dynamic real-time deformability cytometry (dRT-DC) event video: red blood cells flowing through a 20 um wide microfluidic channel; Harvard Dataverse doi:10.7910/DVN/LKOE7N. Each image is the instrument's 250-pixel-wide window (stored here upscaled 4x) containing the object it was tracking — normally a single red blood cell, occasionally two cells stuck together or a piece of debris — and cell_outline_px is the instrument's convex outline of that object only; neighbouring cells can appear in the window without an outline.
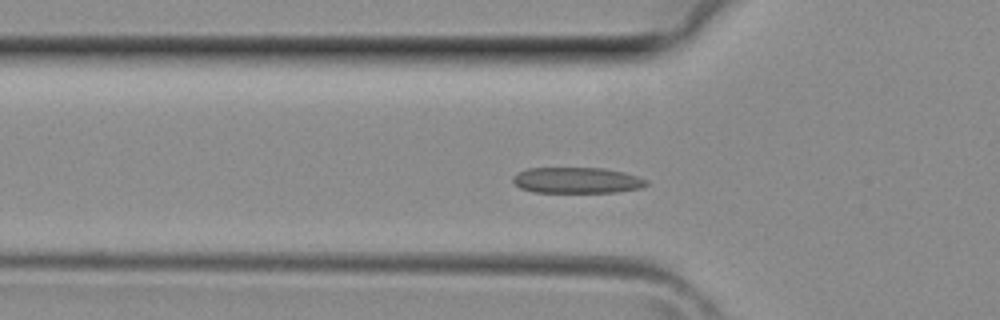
{"species": "common noctule bat (a hibernating species)", "species_latin": "Nyctalus noctula", "temperature_condition": "room temperature", "stored_images_in_passage": 38, "camera_frame_rate_fps": 3000, "um_per_image_px": 0.085, "animal": {"sex": "female", "body_mass_g": 29.2, "forearm_length_mm": 56.3}, "frame": {"image": 1, "passage_image": 11, "time_ms": 3.333, "image_size_px": [1000, 320], "cell_outline_px": [[648, 184], [640, 188], [616, 192], [532, 192], [520, 188], [512, 180], [512, 176], [528, 168], [604, 168], [624, 172], [648, 180]], "centroid_in_image_um": [49.03, 15.32], "position_along_channel_um": 76.8, "area_um2": 20.11}}
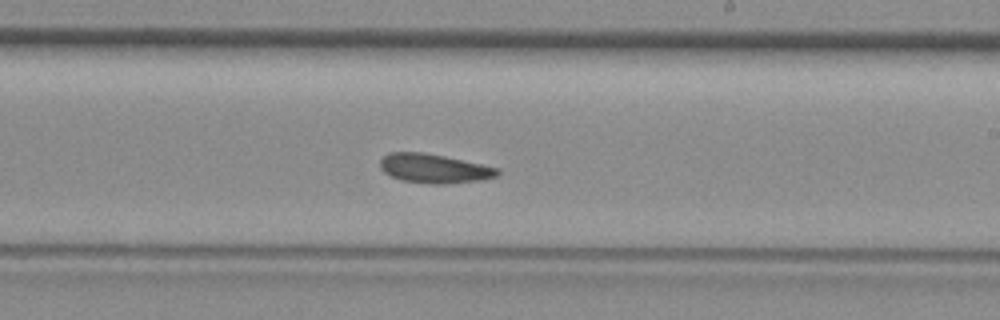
{"frame": {"image": 2, "passage_image": 21, "time_ms": 6.667, "image_size_px": [1000, 320], "cell_outline_px": [[500, 172], [496, 176], [480, 180], [444, 184], [428, 184], [400, 180], [384, 172], [380, 168], [380, 160], [388, 152], [424, 152], [444, 156], [500, 168]], "centroid_in_image_um": [36.88, 14.32], "position_along_channel_um": 252.1, "area_um2": 19.94}}
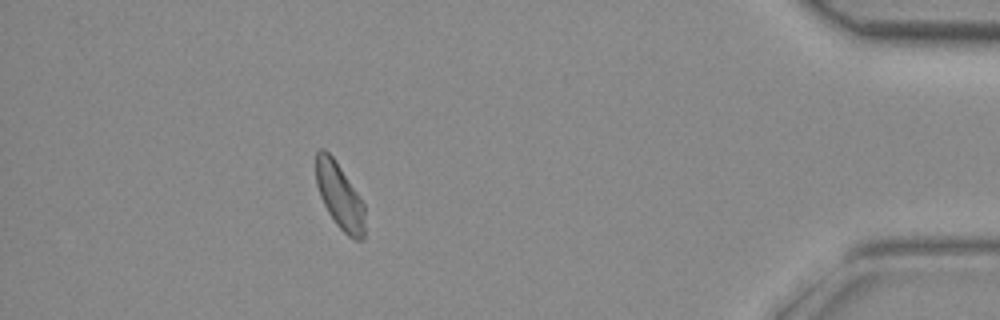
{"frame": {"image": 3, "passage_image": 33, "time_ms": 10.667, "image_size_px": [1000, 320], "cell_outline_px": [[364, 240], [356, 240], [348, 236], [336, 224], [328, 212], [320, 196], [316, 184], [316, 152], [320, 148], [324, 148], [332, 156], [364, 204]], "centroid_in_image_um": [28.85, 16.68], "position_along_channel_um": 406.3, "area_um2": 18.44}}